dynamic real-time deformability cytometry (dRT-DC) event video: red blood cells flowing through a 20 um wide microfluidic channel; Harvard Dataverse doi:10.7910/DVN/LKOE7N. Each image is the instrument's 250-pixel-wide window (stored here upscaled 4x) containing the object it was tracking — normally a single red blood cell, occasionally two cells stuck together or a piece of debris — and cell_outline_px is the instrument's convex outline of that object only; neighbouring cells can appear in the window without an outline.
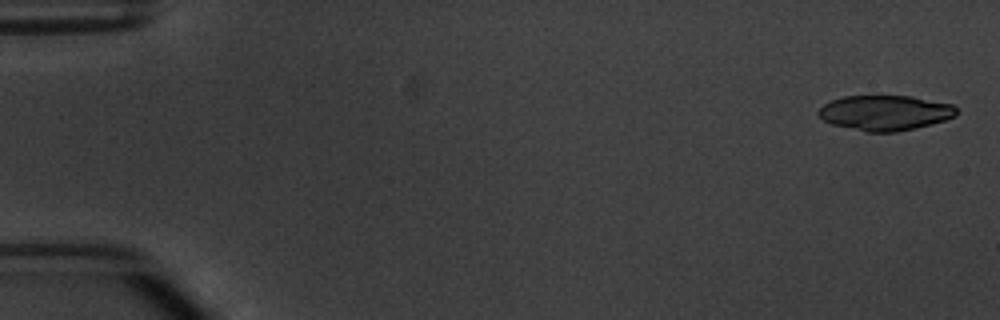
{"species": "common noctule bat (a hibernating species)", "species_latin": "Nyctalus noctula", "temperature_condition": "warm", "stored_images_in_passage": 3, "camera_frame_rate_fps": 3000, "um_per_image_px": 0.085, "animal": {"sex": "male", "body_mass_g": 20.1, "forearm_length_mm": 53.5}, "frame": {"image": 1, "passage_image": 1, "time_ms": 0.0, "image_size_px": [1000, 320], "cell_outline_px": [[956, 116], [944, 120], [916, 128], [896, 132], [868, 132], [832, 124], [824, 120], [816, 112], [824, 104], [832, 100], [844, 96], [912, 96], [952, 104], [956, 108]], "centroid_in_image_um": [75.23, 9.58], "position_along_channel_um": 9.8, "area_um2": 28.09}}